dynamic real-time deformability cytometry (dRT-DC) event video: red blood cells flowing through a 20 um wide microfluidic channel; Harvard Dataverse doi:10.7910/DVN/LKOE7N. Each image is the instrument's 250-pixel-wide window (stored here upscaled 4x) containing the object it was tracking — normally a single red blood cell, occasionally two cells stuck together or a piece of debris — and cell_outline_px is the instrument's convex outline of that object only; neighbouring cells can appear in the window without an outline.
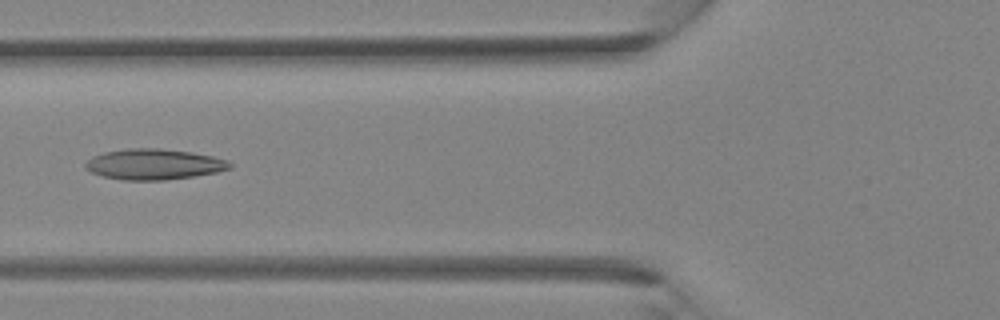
{"species": "Egyptian fruit bat (a non-hibernating species)", "species_latin": "Rousettus aegyptiacus", "temperature_condition": "room temperature", "stored_images_in_passage": 39, "camera_frame_rate_fps": 3000, "um_per_image_px": 0.085, "animal": {"sex": "female"}, "frame": {"image": 1, "passage_image": 15, "time_ms": 4.667, "image_size_px": [1000, 320], "cell_outline_px": [[232, 168], [216, 172], [196, 176], [164, 180], [124, 180], [104, 176], [92, 172], [84, 168], [84, 164], [92, 156], [104, 152], [128, 148], [160, 148], [192, 152], [212, 156], [228, 160], [232, 164]], "centroid_in_image_um": [13.1, 13.96], "position_along_channel_um": 112.7, "area_um2": 25.89}}
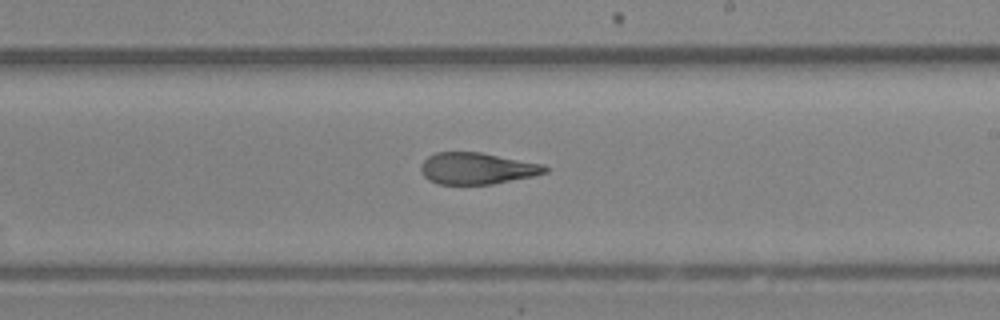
{"frame": {"image": 2, "passage_image": 23, "time_ms": 7.333, "image_size_px": [1000, 320], "cell_outline_px": [[548, 172], [532, 176], [492, 184], [440, 184], [428, 180], [420, 172], [420, 164], [428, 156], [436, 152], [480, 152], [544, 164], [548, 168]], "centroid_in_image_um": [40.52, 14.31], "position_along_channel_um": 248.5, "area_um2": 22.89}}
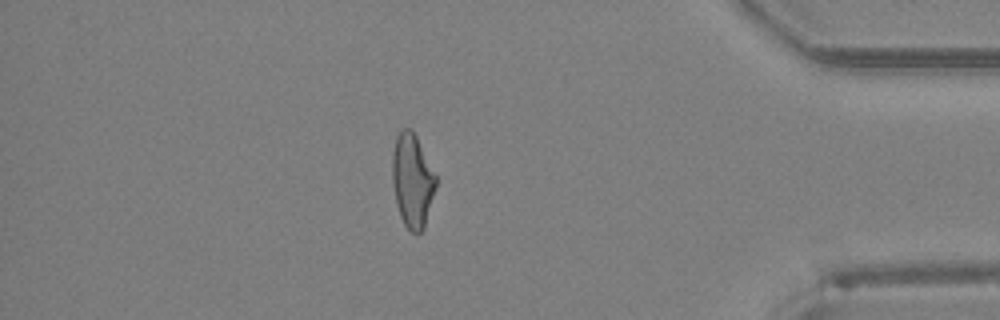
{"frame": {"image": 3, "passage_image": 34, "time_ms": 11.0, "image_size_px": [1000, 320], "cell_outline_px": [[436, 188], [424, 228], [416, 236], [404, 224], [400, 216], [396, 204], [392, 184], [392, 152], [396, 136], [404, 128], [412, 128], [436, 176]], "centroid_in_image_um": [35.03, 15.36], "position_along_channel_um": 400.2, "area_um2": 23.87}}